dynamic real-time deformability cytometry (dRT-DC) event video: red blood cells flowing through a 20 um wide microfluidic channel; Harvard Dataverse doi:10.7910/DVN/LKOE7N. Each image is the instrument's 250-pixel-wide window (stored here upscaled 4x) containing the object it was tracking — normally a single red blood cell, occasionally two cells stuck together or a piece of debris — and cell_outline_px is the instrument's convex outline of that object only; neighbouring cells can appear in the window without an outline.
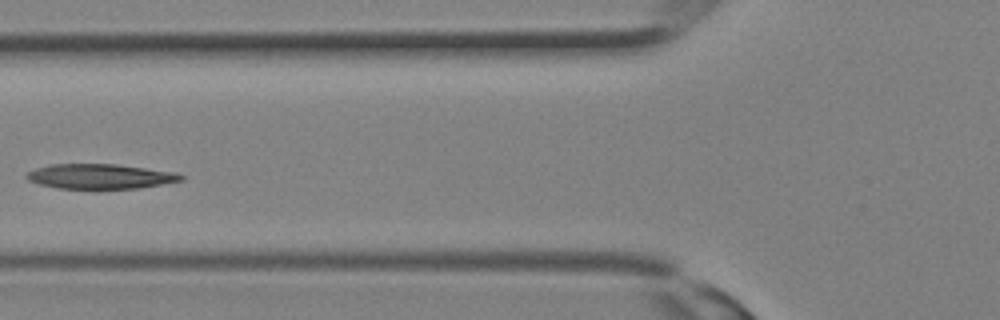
{"species": "Egyptian fruit bat (a non-hibernating species)", "species_latin": "Rousettus aegyptiacus", "temperature_condition": "room temperature", "stored_images_in_passage": 13, "camera_frame_rate_fps": 3000, "um_per_image_px": 0.085, "animal": {"sex": "female"}, "frame": {"image": 1, "passage_image": 10, "time_ms": 3.0, "image_size_px": [1000, 320], "cell_outline_px": [[184, 180], [140, 188], [96, 192], [56, 188], [40, 184], [28, 180], [24, 176], [28, 172], [36, 168], [52, 164], [116, 164], [176, 172], [184, 176]], "centroid_in_image_um": [8.51, 15.04], "position_along_channel_um": 117.3, "area_um2": 23.47}}
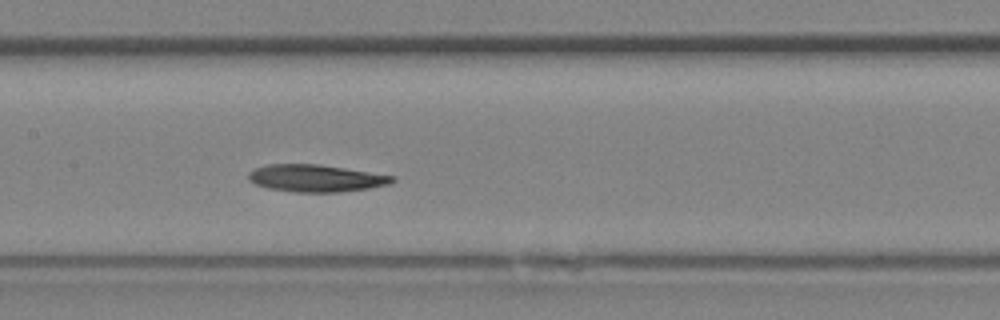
{"frame": {"image": 2, "passage_image": 13, "time_ms": 4.0, "image_size_px": [1000, 320], "cell_outline_px": [[396, 180], [388, 184], [368, 188], [340, 192], [296, 192], [268, 188], [256, 184], [248, 180], [248, 172], [256, 168], [268, 164], [320, 164], [396, 176]], "centroid_in_image_um": [26.85, 15.14], "position_along_channel_um": 180.6, "area_um2": 22.77}}